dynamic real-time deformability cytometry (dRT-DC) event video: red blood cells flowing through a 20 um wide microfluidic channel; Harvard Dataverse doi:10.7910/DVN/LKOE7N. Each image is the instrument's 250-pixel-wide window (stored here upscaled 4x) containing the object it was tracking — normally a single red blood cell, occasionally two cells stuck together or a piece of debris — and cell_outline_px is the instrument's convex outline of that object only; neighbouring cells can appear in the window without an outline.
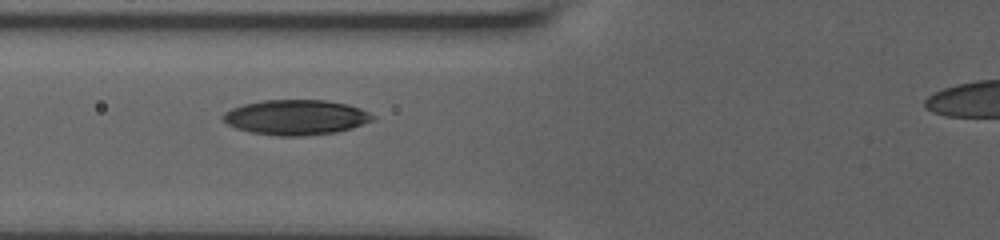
{"species": "human", "species_latin": "Homo sapiens", "temperature_condition": "room temperature", "stored_images_in_passage": 7, "camera_frame_rate_fps": 3000, "um_per_image_px": 0.085, "donor": {"sex": "male"}, "frame": {"image": 1, "passage_image": 5, "time_ms": 4.0, "image_size_px": [1000, 240], "cell_outline_px": [[376, 120], [352, 128], [336, 132], [304, 136], [280, 136], [248, 132], [236, 128], [228, 124], [224, 120], [224, 112], [232, 108], [244, 104], [264, 100], [324, 100], [348, 104], [360, 108], [376, 116]], "centroid_in_image_um": [25.2, 9.97], "position_along_channel_um": 100.6, "area_um2": 30.69}}
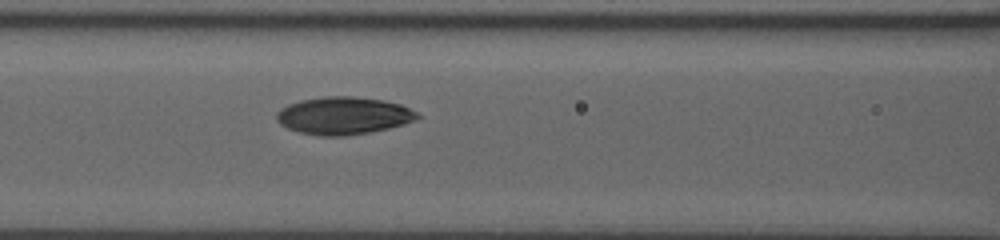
{"frame": {"image": 2, "passage_image": 7, "time_ms": 5.0, "image_size_px": [1000, 240], "cell_outline_px": [[420, 116], [416, 120], [404, 124], [388, 128], [368, 132], [344, 136], [320, 136], [300, 132], [288, 128], [280, 124], [276, 120], [276, 112], [280, 108], [288, 104], [300, 100], [324, 96], [352, 96], [384, 100], [400, 104], [416, 112]], "centroid_in_image_um": [29.17, 9.82], "position_along_channel_um": 137.4, "area_um2": 30.81}}